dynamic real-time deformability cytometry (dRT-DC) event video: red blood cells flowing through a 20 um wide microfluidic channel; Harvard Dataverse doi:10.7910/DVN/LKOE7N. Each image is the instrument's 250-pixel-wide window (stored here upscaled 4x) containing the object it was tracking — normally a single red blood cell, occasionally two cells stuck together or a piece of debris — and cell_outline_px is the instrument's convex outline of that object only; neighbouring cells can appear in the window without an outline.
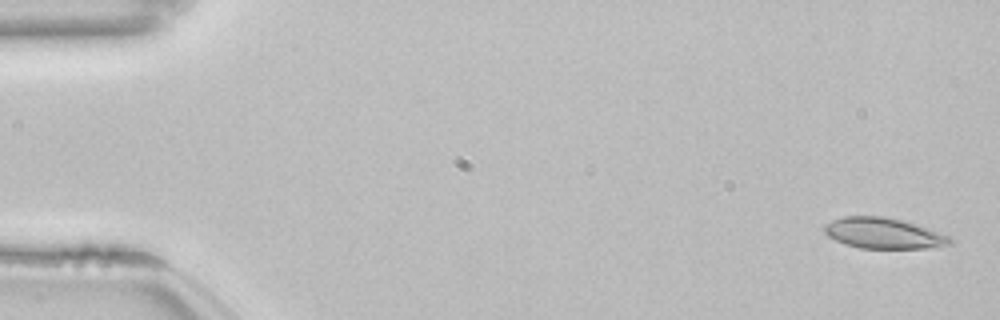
{"species": "common noctule bat (a hibernating species)", "species_latin": "Nyctalus noctula", "temperature_condition": "room temperature", "stored_images_in_passage": 54, "camera_frame_rate_fps": 3000, "um_per_image_px": 0.085, "animal": {"sex": "female", "body_mass_g": 22.7, "forearm_length_mm": 54.2}, "frame": {"image": 1, "passage_image": 2, "time_ms": 0.333, "image_size_px": [1000, 320], "cell_outline_px": [[952, 244], [924, 248], [860, 248], [844, 244], [828, 236], [824, 232], [824, 224], [832, 220], [844, 216], [884, 216], [904, 220], [916, 224], [948, 236], [952, 240]], "centroid_in_image_um": [75.05, 19.82], "position_along_channel_um": 9.9, "area_um2": 22.43}}
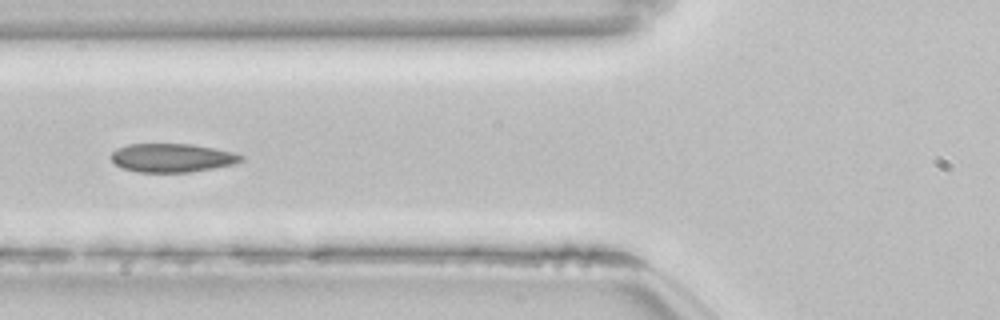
{"frame": {"image": 2, "passage_image": 21, "time_ms": 6.667, "image_size_px": [1000, 320], "cell_outline_px": [[244, 160], [232, 164], [212, 168], [188, 172], [136, 172], [124, 168], [116, 164], [112, 160], [112, 152], [116, 148], [128, 144], [192, 144], [232, 152], [244, 156]], "centroid_in_image_um": [14.61, 13.41], "position_along_channel_um": 111.2, "area_um2": 21.44}}
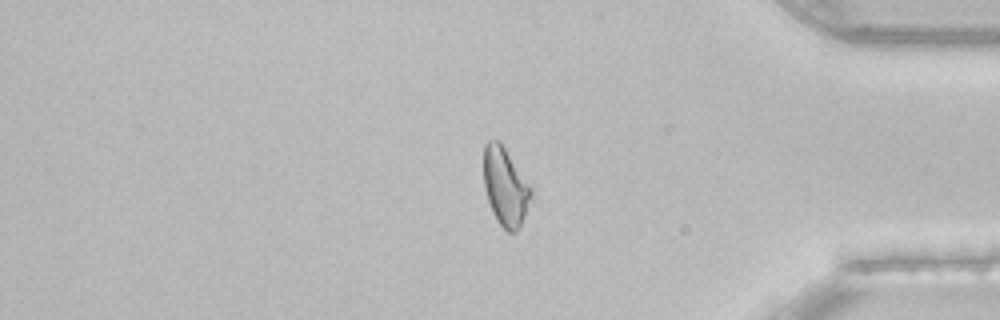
{"frame": {"image": 3, "passage_image": 45, "time_ms": 14.667, "image_size_px": [1000, 320], "cell_outline_px": [[532, 192], [520, 228], [516, 232], [508, 232], [496, 220], [492, 212], [484, 188], [484, 144], [488, 140], [500, 140], [532, 188]], "centroid_in_image_um": [42.93, 15.85], "position_along_channel_um": 392.3, "area_um2": 21.5}, "authors_computed_cell_mechanics": {"area_um2": 22.1663, "velocity_mm_per_s": 3.8313, "shape_relaxation_time_tau1_ms": null, "shape_relaxation_time_tau2_ms": 2.8896, "deformation_change_tau1": null, "deformation_change_tau2": 0.0676}}